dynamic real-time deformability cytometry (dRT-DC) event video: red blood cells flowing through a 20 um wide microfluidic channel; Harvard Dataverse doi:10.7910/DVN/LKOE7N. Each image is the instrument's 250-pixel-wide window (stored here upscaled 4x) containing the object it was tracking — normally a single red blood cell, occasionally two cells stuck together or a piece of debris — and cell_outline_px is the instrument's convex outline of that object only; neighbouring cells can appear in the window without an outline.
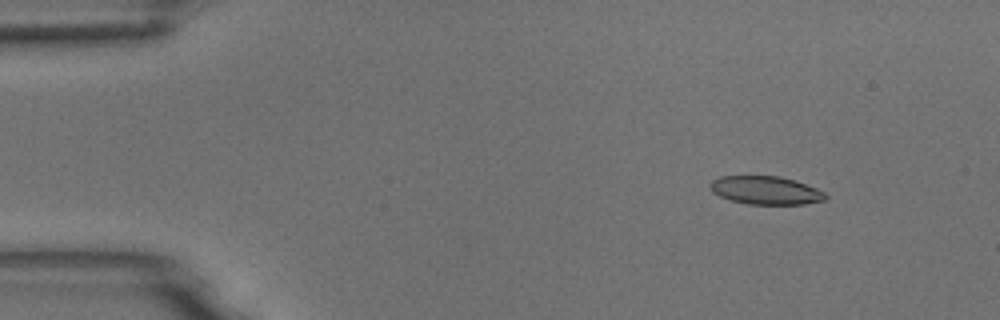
{"species": "common noctule bat (a hibernating species)", "species_latin": "Nyctalus noctula", "temperature_condition": "room temperature", "stored_images_in_passage": 5, "camera_frame_rate_fps": 3000, "um_per_image_px": 0.085, "animal": {"sex": "male", "body_mass_g": 18.8}, "frame": {"image": 1, "passage_image": 2, "time_ms": 0.333, "image_size_px": [1000, 320], "cell_outline_px": [[828, 196], [824, 200], [804, 204], [748, 204], [732, 200], [720, 196], [712, 192], [708, 184], [712, 180], [720, 176], [780, 176], [816, 188], [824, 192]], "centroid_in_image_um": [65.05, 16.17], "position_along_channel_um": 19.9, "area_um2": 18.84}}
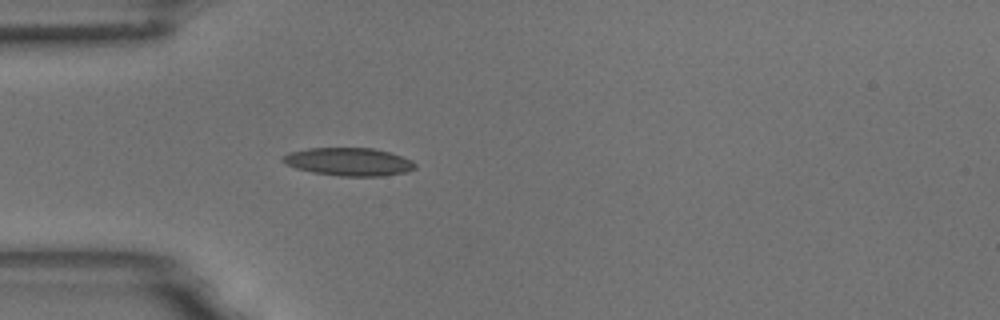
{"frame": {"image": 2, "passage_image": 5, "time_ms": 1.333, "image_size_px": [1000, 320], "cell_outline_px": [[416, 168], [404, 172], [384, 176], [340, 176], [312, 172], [296, 168], [284, 164], [280, 160], [280, 156], [292, 152], [308, 148], [376, 148], [412, 160], [416, 164]], "centroid_in_image_um": [29.61, 13.75], "position_along_channel_um": 55.4, "area_um2": 21.62}}